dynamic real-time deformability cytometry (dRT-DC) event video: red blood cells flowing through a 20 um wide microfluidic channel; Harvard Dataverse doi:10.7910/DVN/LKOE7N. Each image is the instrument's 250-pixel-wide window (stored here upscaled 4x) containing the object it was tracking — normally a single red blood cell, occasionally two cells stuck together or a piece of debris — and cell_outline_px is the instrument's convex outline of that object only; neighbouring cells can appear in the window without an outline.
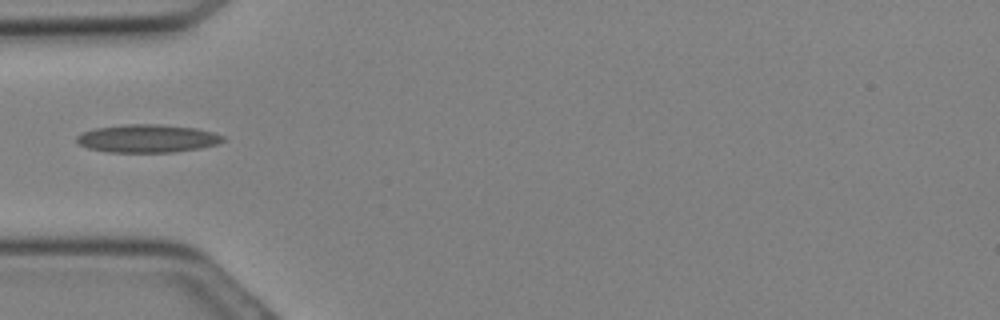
{"species": "Egyptian fruit bat (a non-hibernating species)", "species_latin": "Rousettus aegyptiacus", "temperature_condition": "cold", "stored_images_in_passage": 13, "camera_frame_rate_fps": 3000, "um_per_image_px": 0.085, "animal": {"sex": "female"}, "frame": {"image": 1, "passage_image": 10, "time_ms": 3.0, "image_size_px": [1000, 320], "cell_outline_px": [[228, 140], [216, 144], [200, 148], [176, 152], [108, 152], [88, 148], [80, 144], [76, 140], [76, 136], [84, 132], [96, 128], [128, 124], [160, 124], [196, 128], [212, 132], [224, 136]], "centroid_in_image_um": [12.57, 11.77], "position_along_channel_um": 72.4, "area_um2": 23.87}}
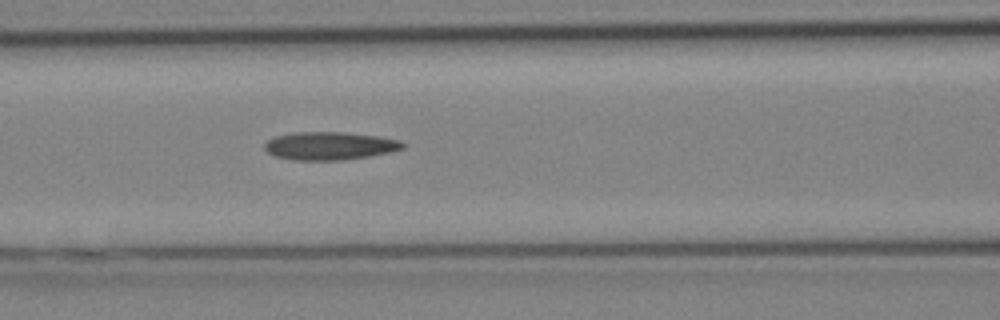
{"frame": {"image": 2, "passage_image": 13, "time_ms": 4.0, "image_size_px": [1000, 320], "cell_outline_px": [[408, 144], [404, 148], [392, 152], [344, 160], [292, 160], [276, 156], [268, 152], [264, 148], [264, 144], [268, 140], [276, 136], [292, 132], [344, 132], [380, 136], [400, 140]], "centroid_in_image_um": [28.07, 12.39], "position_along_channel_um": 138.5, "area_um2": 22.77}}